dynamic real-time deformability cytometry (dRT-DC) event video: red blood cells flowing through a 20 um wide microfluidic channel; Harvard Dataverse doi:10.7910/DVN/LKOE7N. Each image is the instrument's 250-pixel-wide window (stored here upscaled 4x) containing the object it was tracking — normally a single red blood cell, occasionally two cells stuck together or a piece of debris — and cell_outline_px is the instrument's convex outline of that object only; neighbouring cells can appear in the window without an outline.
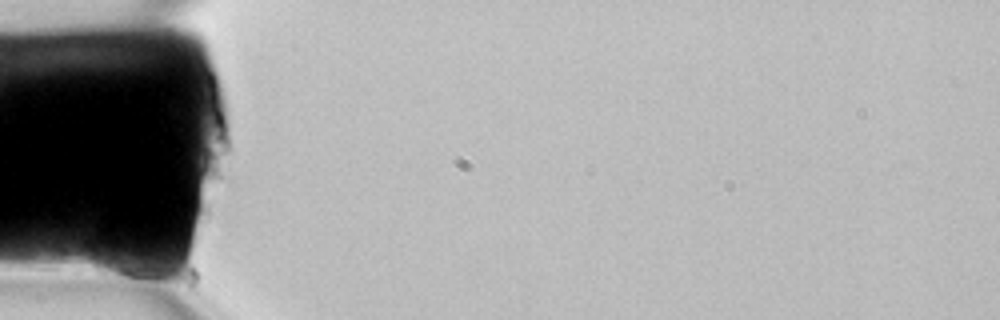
{"species": "common noctule bat (a hibernating species)", "species_latin": "Nyctalus noctula", "temperature_condition": "room temperature", "stored_images_in_passage": 2, "camera_frame_rate_fps": 3000, "um_per_image_px": 0.085, "animal": {"sex": "female", "body_mass_g": 22.7, "forearm_length_mm": 54.2}, "frame": {"image": 1, "passage_image": 1, "time_ms": 0.0, "image_size_px": [1000, 320], "cell_outline_px": [[160, 272], [156, 288], [92, 272], [88, 264], [88, 260], [92, 244], [100, 228], [136, 252]], "centroid_in_image_um": [10.23, 22.23], "position_along_channel_um": 74.8, "area_um2": 16.53}}